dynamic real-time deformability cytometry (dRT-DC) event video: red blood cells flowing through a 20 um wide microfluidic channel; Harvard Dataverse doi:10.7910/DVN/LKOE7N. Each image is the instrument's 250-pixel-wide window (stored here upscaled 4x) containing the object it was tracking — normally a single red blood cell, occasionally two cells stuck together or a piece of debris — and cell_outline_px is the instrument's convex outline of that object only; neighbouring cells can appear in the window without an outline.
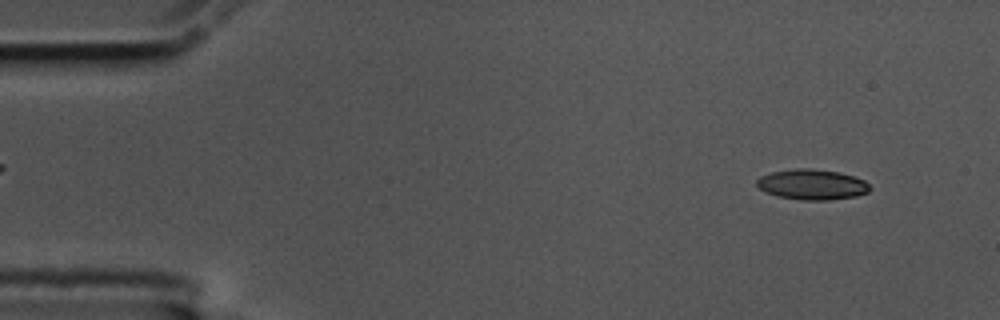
{"species": "common noctule bat (a hibernating species)", "species_latin": "Nyctalus noctula", "temperature_condition": "cold", "stored_images_in_passage": 3, "camera_frame_rate_fps": 3000, "um_per_image_px": 0.085, "animal": {"sex": "male", "body_mass_g": 17.5, "forearm_length_mm": 52.3}, "frame": {"image": 1, "passage_image": 1, "time_ms": 0.0, "image_size_px": [1000, 320], "cell_outline_px": [[872, 188], [868, 192], [856, 196], [828, 200], [804, 200], [776, 196], [764, 192], [756, 184], [756, 180], [760, 176], [772, 172], [796, 168], [812, 168], [840, 172], [864, 180]], "centroid_in_image_um": [69.02, 15.68], "position_along_channel_um": 16.0, "area_um2": 20.11}}
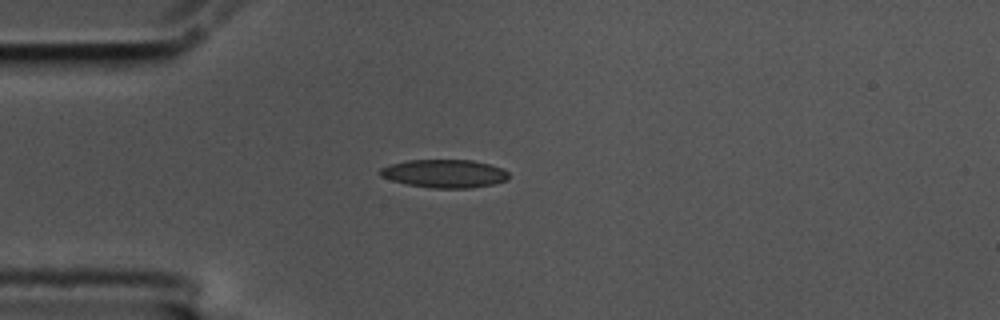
{"frame": {"image": 2, "passage_image": 3, "time_ms": 0.667, "image_size_px": [1000, 320], "cell_outline_px": [[508, 180], [492, 184], [468, 188], [432, 188], [408, 184], [392, 180], [380, 176], [380, 168], [388, 164], [408, 160], [472, 160], [504, 168], [508, 172]], "centroid_in_image_um": [37.78, 14.75], "position_along_channel_um": 47.2, "area_um2": 21.1}}